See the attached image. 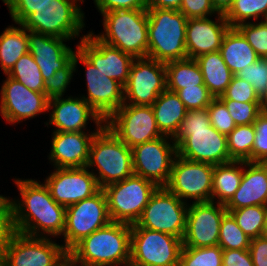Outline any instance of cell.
<instances>
[{
	"instance_id": "obj_50",
	"label": "cell",
	"mask_w": 267,
	"mask_h": 266,
	"mask_svg": "<svg viewBox=\"0 0 267 266\" xmlns=\"http://www.w3.org/2000/svg\"><path fill=\"white\" fill-rule=\"evenodd\" d=\"M249 251L254 266H267V237L251 239Z\"/></svg>"
},
{
	"instance_id": "obj_24",
	"label": "cell",
	"mask_w": 267,
	"mask_h": 266,
	"mask_svg": "<svg viewBox=\"0 0 267 266\" xmlns=\"http://www.w3.org/2000/svg\"><path fill=\"white\" fill-rule=\"evenodd\" d=\"M48 108H54L49 120L50 124L57 127L54 132H83L82 129L86 128L89 117L97 127H103L102 123H105L83 98L55 97L49 99Z\"/></svg>"
},
{
	"instance_id": "obj_56",
	"label": "cell",
	"mask_w": 267,
	"mask_h": 266,
	"mask_svg": "<svg viewBox=\"0 0 267 266\" xmlns=\"http://www.w3.org/2000/svg\"><path fill=\"white\" fill-rule=\"evenodd\" d=\"M258 163L264 168L266 175H267V159H264Z\"/></svg>"
},
{
	"instance_id": "obj_16",
	"label": "cell",
	"mask_w": 267,
	"mask_h": 266,
	"mask_svg": "<svg viewBox=\"0 0 267 266\" xmlns=\"http://www.w3.org/2000/svg\"><path fill=\"white\" fill-rule=\"evenodd\" d=\"M167 138L169 136L163 135L131 148L134 174L155 183L158 187L167 185L177 156L175 143H168Z\"/></svg>"
},
{
	"instance_id": "obj_33",
	"label": "cell",
	"mask_w": 267,
	"mask_h": 266,
	"mask_svg": "<svg viewBox=\"0 0 267 266\" xmlns=\"http://www.w3.org/2000/svg\"><path fill=\"white\" fill-rule=\"evenodd\" d=\"M7 76L17 80L32 91L45 93V81L41 70L30 52L21 56Z\"/></svg>"
},
{
	"instance_id": "obj_20",
	"label": "cell",
	"mask_w": 267,
	"mask_h": 266,
	"mask_svg": "<svg viewBox=\"0 0 267 266\" xmlns=\"http://www.w3.org/2000/svg\"><path fill=\"white\" fill-rule=\"evenodd\" d=\"M0 99L1 116L12 124L49 109L45 93L32 91L9 76L2 85Z\"/></svg>"
},
{
	"instance_id": "obj_15",
	"label": "cell",
	"mask_w": 267,
	"mask_h": 266,
	"mask_svg": "<svg viewBox=\"0 0 267 266\" xmlns=\"http://www.w3.org/2000/svg\"><path fill=\"white\" fill-rule=\"evenodd\" d=\"M137 62V63H136ZM167 89L165 63L135 58L130 66L129 78L124 85V101L131 105H152Z\"/></svg>"
},
{
	"instance_id": "obj_26",
	"label": "cell",
	"mask_w": 267,
	"mask_h": 266,
	"mask_svg": "<svg viewBox=\"0 0 267 266\" xmlns=\"http://www.w3.org/2000/svg\"><path fill=\"white\" fill-rule=\"evenodd\" d=\"M244 169L240 186L231 200L225 205L227 211L253 205L267 206V175L258 162L240 161Z\"/></svg>"
},
{
	"instance_id": "obj_14",
	"label": "cell",
	"mask_w": 267,
	"mask_h": 266,
	"mask_svg": "<svg viewBox=\"0 0 267 266\" xmlns=\"http://www.w3.org/2000/svg\"><path fill=\"white\" fill-rule=\"evenodd\" d=\"M213 170L214 165L184 159L177 155L165 187L182 201L185 198H193L195 203L210 202Z\"/></svg>"
},
{
	"instance_id": "obj_55",
	"label": "cell",
	"mask_w": 267,
	"mask_h": 266,
	"mask_svg": "<svg viewBox=\"0 0 267 266\" xmlns=\"http://www.w3.org/2000/svg\"><path fill=\"white\" fill-rule=\"evenodd\" d=\"M262 236L267 237V206H266V215H265V222H264Z\"/></svg>"
},
{
	"instance_id": "obj_54",
	"label": "cell",
	"mask_w": 267,
	"mask_h": 266,
	"mask_svg": "<svg viewBox=\"0 0 267 266\" xmlns=\"http://www.w3.org/2000/svg\"><path fill=\"white\" fill-rule=\"evenodd\" d=\"M6 241H0V266H4V249Z\"/></svg>"
},
{
	"instance_id": "obj_22",
	"label": "cell",
	"mask_w": 267,
	"mask_h": 266,
	"mask_svg": "<svg viewBox=\"0 0 267 266\" xmlns=\"http://www.w3.org/2000/svg\"><path fill=\"white\" fill-rule=\"evenodd\" d=\"M217 22L207 17L187 20L185 40L187 58L196 59L203 54L219 51L230 25L221 13H218Z\"/></svg>"
},
{
	"instance_id": "obj_53",
	"label": "cell",
	"mask_w": 267,
	"mask_h": 266,
	"mask_svg": "<svg viewBox=\"0 0 267 266\" xmlns=\"http://www.w3.org/2000/svg\"><path fill=\"white\" fill-rule=\"evenodd\" d=\"M10 231H11V229H4L0 225V241H7V236L9 235Z\"/></svg>"
},
{
	"instance_id": "obj_19",
	"label": "cell",
	"mask_w": 267,
	"mask_h": 266,
	"mask_svg": "<svg viewBox=\"0 0 267 266\" xmlns=\"http://www.w3.org/2000/svg\"><path fill=\"white\" fill-rule=\"evenodd\" d=\"M73 60L86 67L88 97H82L106 121L124 103V86L106 77L77 49Z\"/></svg>"
},
{
	"instance_id": "obj_39",
	"label": "cell",
	"mask_w": 267,
	"mask_h": 266,
	"mask_svg": "<svg viewBox=\"0 0 267 266\" xmlns=\"http://www.w3.org/2000/svg\"><path fill=\"white\" fill-rule=\"evenodd\" d=\"M235 76L252 85L258 98L267 107V59L260 58L255 63L240 70Z\"/></svg>"
},
{
	"instance_id": "obj_49",
	"label": "cell",
	"mask_w": 267,
	"mask_h": 266,
	"mask_svg": "<svg viewBox=\"0 0 267 266\" xmlns=\"http://www.w3.org/2000/svg\"><path fill=\"white\" fill-rule=\"evenodd\" d=\"M222 266H254L249 249H230L222 252Z\"/></svg>"
},
{
	"instance_id": "obj_47",
	"label": "cell",
	"mask_w": 267,
	"mask_h": 266,
	"mask_svg": "<svg viewBox=\"0 0 267 266\" xmlns=\"http://www.w3.org/2000/svg\"><path fill=\"white\" fill-rule=\"evenodd\" d=\"M9 8L12 20L20 24L36 8L52 0H2Z\"/></svg>"
},
{
	"instance_id": "obj_30",
	"label": "cell",
	"mask_w": 267,
	"mask_h": 266,
	"mask_svg": "<svg viewBox=\"0 0 267 266\" xmlns=\"http://www.w3.org/2000/svg\"><path fill=\"white\" fill-rule=\"evenodd\" d=\"M239 165L240 161H232L225 164L214 165L212 181V202L217 196L219 204L226 205L240 186L243 176V168Z\"/></svg>"
},
{
	"instance_id": "obj_34",
	"label": "cell",
	"mask_w": 267,
	"mask_h": 266,
	"mask_svg": "<svg viewBox=\"0 0 267 266\" xmlns=\"http://www.w3.org/2000/svg\"><path fill=\"white\" fill-rule=\"evenodd\" d=\"M255 139L253 124L238 125L227 135V148L232 161L251 162Z\"/></svg>"
},
{
	"instance_id": "obj_43",
	"label": "cell",
	"mask_w": 267,
	"mask_h": 266,
	"mask_svg": "<svg viewBox=\"0 0 267 266\" xmlns=\"http://www.w3.org/2000/svg\"><path fill=\"white\" fill-rule=\"evenodd\" d=\"M211 125L220 133L228 135L231 133L236 124L232 119L225 104L219 99L214 98L207 107Z\"/></svg>"
},
{
	"instance_id": "obj_2",
	"label": "cell",
	"mask_w": 267,
	"mask_h": 266,
	"mask_svg": "<svg viewBox=\"0 0 267 266\" xmlns=\"http://www.w3.org/2000/svg\"><path fill=\"white\" fill-rule=\"evenodd\" d=\"M172 140L177 147V155L184 159L211 165L232 162L227 135L211 125L207 109L187 110Z\"/></svg>"
},
{
	"instance_id": "obj_32",
	"label": "cell",
	"mask_w": 267,
	"mask_h": 266,
	"mask_svg": "<svg viewBox=\"0 0 267 266\" xmlns=\"http://www.w3.org/2000/svg\"><path fill=\"white\" fill-rule=\"evenodd\" d=\"M26 31L23 26L20 28L10 26L0 35V64L6 75L21 56L29 52Z\"/></svg>"
},
{
	"instance_id": "obj_41",
	"label": "cell",
	"mask_w": 267,
	"mask_h": 266,
	"mask_svg": "<svg viewBox=\"0 0 267 266\" xmlns=\"http://www.w3.org/2000/svg\"><path fill=\"white\" fill-rule=\"evenodd\" d=\"M229 111L236 126L253 124L258 115L266 108L263 102L240 103L234 100H221Z\"/></svg>"
},
{
	"instance_id": "obj_25",
	"label": "cell",
	"mask_w": 267,
	"mask_h": 266,
	"mask_svg": "<svg viewBox=\"0 0 267 266\" xmlns=\"http://www.w3.org/2000/svg\"><path fill=\"white\" fill-rule=\"evenodd\" d=\"M96 132H53L52 149L49 159L56 168L85 167L88 163L90 147Z\"/></svg>"
},
{
	"instance_id": "obj_46",
	"label": "cell",
	"mask_w": 267,
	"mask_h": 266,
	"mask_svg": "<svg viewBox=\"0 0 267 266\" xmlns=\"http://www.w3.org/2000/svg\"><path fill=\"white\" fill-rule=\"evenodd\" d=\"M255 139L253 143L251 162L267 159V107L258 115L253 123Z\"/></svg>"
},
{
	"instance_id": "obj_17",
	"label": "cell",
	"mask_w": 267,
	"mask_h": 266,
	"mask_svg": "<svg viewBox=\"0 0 267 266\" xmlns=\"http://www.w3.org/2000/svg\"><path fill=\"white\" fill-rule=\"evenodd\" d=\"M214 202H193L188 206L186 231L183 237V247L218 246L220 226L225 205Z\"/></svg>"
},
{
	"instance_id": "obj_29",
	"label": "cell",
	"mask_w": 267,
	"mask_h": 266,
	"mask_svg": "<svg viewBox=\"0 0 267 266\" xmlns=\"http://www.w3.org/2000/svg\"><path fill=\"white\" fill-rule=\"evenodd\" d=\"M195 60L203 75L204 85L214 98H218L226 91L234 74L225 64L219 51L203 54Z\"/></svg>"
},
{
	"instance_id": "obj_10",
	"label": "cell",
	"mask_w": 267,
	"mask_h": 266,
	"mask_svg": "<svg viewBox=\"0 0 267 266\" xmlns=\"http://www.w3.org/2000/svg\"><path fill=\"white\" fill-rule=\"evenodd\" d=\"M166 187H158L144 208L140 219L131 227H142L183 240L186 231L188 207Z\"/></svg>"
},
{
	"instance_id": "obj_3",
	"label": "cell",
	"mask_w": 267,
	"mask_h": 266,
	"mask_svg": "<svg viewBox=\"0 0 267 266\" xmlns=\"http://www.w3.org/2000/svg\"><path fill=\"white\" fill-rule=\"evenodd\" d=\"M130 244L131 225L111 221L83 238L68 254L81 266H129Z\"/></svg>"
},
{
	"instance_id": "obj_36",
	"label": "cell",
	"mask_w": 267,
	"mask_h": 266,
	"mask_svg": "<svg viewBox=\"0 0 267 266\" xmlns=\"http://www.w3.org/2000/svg\"><path fill=\"white\" fill-rule=\"evenodd\" d=\"M267 17V0H233L229 10L224 14L230 27H237L245 20L259 16Z\"/></svg>"
},
{
	"instance_id": "obj_13",
	"label": "cell",
	"mask_w": 267,
	"mask_h": 266,
	"mask_svg": "<svg viewBox=\"0 0 267 266\" xmlns=\"http://www.w3.org/2000/svg\"><path fill=\"white\" fill-rule=\"evenodd\" d=\"M105 125L129 148L163 136L151 105L124 103L105 121Z\"/></svg>"
},
{
	"instance_id": "obj_9",
	"label": "cell",
	"mask_w": 267,
	"mask_h": 266,
	"mask_svg": "<svg viewBox=\"0 0 267 266\" xmlns=\"http://www.w3.org/2000/svg\"><path fill=\"white\" fill-rule=\"evenodd\" d=\"M182 247L174 235L131 227L129 266H179Z\"/></svg>"
},
{
	"instance_id": "obj_11",
	"label": "cell",
	"mask_w": 267,
	"mask_h": 266,
	"mask_svg": "<svg viewBox=\"0 0 267 266\" xmlns=\"http://www.w3.org/2000/svg\"><path fill=\"white\" fill-rule=\"evenodd\" d=\"M68 254L49 238L11 230L4 249V266H57Z\"/></svg>"
},
{
	"instance_id": "obj_45",
	"label": "cell",
	"mask_w": 267,
	"mask_h": 266,
	"mask_svg": "<svg viewBox=\"0 0 267 266\" xmlns=\"http://www.w3.org/2000/svg\"><path fill=\"white\" fill-rule=\"evenodd\" d=\"M75 67L76 64L72 59L64 68L57 70L53 76L45 80V94L49 99L62 97L76 70Z\"/></svg>"
},
{
	"instance_id": "obj_27",
	"label": "cell",
	"mask_w": 267,
	"mask_h": 266,
	"mask_svg": "<svg viewBox=\"0 0 267 266\" xmlns=\"http://www.w3.org/2000/svg\"><path fill=\"white\" fill-rule=\"evenodd\" d=\"M159 131L165 136L176 135L187 109L175 92L163 91L151 105Z\"/></svg>"
},
{
	"instance_id": "obj_12",
	"label": "cell",
	"mask_w": 267,
	"mask_h": 266,
	"mask_svg": "<svg viewBox=\"0 0 267 266\" xmlns=\"http://www.w3.org/2000/svg\"><path fill=\"white\" fill-rule=\"evenodd\" d=\"M111 222L103 189L93 196L66 207L64 249L69 252L83 238Z\"/></svg>"
},
{
	"instance_id": "obj_4",
	"label": "cell",
	"mask_w": 267,
	"mask_h": 266,
	"mask_svg": "<svg viewBox=\"0 0 267 266\" xmlns=\"http://www.w3.org/2000/svg\"><path fill=\"white\" fill-rule=\"evenodd\" d=\"M148 53L147 57L160 62L187 58V18L175 9L147 8Z\"/></svg>"
},
{
	"instance_id": "obj_6",
	"label": "cell",
	"mask_w": 267,
	"mask_h": 266,
	"mask_svg": "<svg viewBox=\"0 0 267 266\" xmlns=\"http://www.w3.org/2000/svg\"><path fill=\"white\" fill-rule=\"evenodd\" d=\"M95 165L99 175L94 176L101 189L134 174L131 148L126 146L105 123L92 140L86 167Z\"/></svg>"
},
{
	"instance_id": "obj_37",
	"label": "cell",
	"mask_w": 267,
	"mask_h": 266,
	"mask_svg": "<svg viewBox=\"0 0 267 266\" xmlns=\"http://www.w3.org/2000/svg\"><path fill=\"white\" fill-rule=\"evenodd\" d=\"M250 242L251 238L238 226L233 216L226 212L220 226L218 245L223 250H247L249 249Z\"/></svg>"
},
{
	"instance_id": "obj_48",
	"label": "cell",
	"mask_w": 267,
	"mask_h": 266,
	"mask_svg": "<svg viewBox=\"0 0 267 266\" xmlns=\"http://www.w3.org/2000/svg\"><path fill=\"white\" fill-rule=\"evenodd\" d=\"M179 11L187 18H206L207 15L218 13L211 0H182Z\"/></svg>"
},
{
	"instance_id": "obj_51",
	"label": "cell",
	"mask_w": 267,
	"mask_h": 266,
	"mask_svg": "<svg viewBox=\"0 0 267 266\" xmlns=\"http://www.w3.org/2000/svg\"><path fill=\"white\" fill-rule=\"evenodd\" d=\"M0 225L4 229L11 227V200L0 195Z\"/></svg>"
},
{
	"instance_id": "obj_40",
	"label": "cell",
	"mask_w": 267,
	"mask_h": 266,
	"mask_svg": "<svg viewBox=\"0 0 267 266\" xmlns=\"http://www.w3.org/2000/svg\"><path fill=\"white\" fill-rule=\"evenodd\" d=\"M255 50L259 58L267 59V22L242 23L236 27Z\"/></svg>"
},
{
	"instance_id": "obj_42",
	"label": "cell",
	"mask_w": 267,
	"mask_h": 266,
	"mask_svg": "<svg viewBox=\"0 0 267 266\" xmlns=\"http://www.w3.org/2000/svg\"><path fill=\"white\" fill-rule=\"evenodd\" d=\"M187 110L207 109L214 96L205 85L187 87L175 92Z\"/></svg>"
},
{
	"instance_id": "obj_21",
	"label": "cell",
	"mask_w": 267,
	"mask_h": 266,
	"mask_svg": "<svg viewBox=\"0 0 267 266\" xmlns=\"http://www.w3.org/2000/svg\"><path fill=\"white\" fill-rule=\"evenodd\" d=\"M77 49L106 77L123 86L129 78L130 66L135 59L131 54L99 40L92 32L81 38Z\"/></svg>"
},
{
	"instance_id": "obj_18",
	"label": "cell",
	"mask_w": 267,
	"mask_h": 266,
	"mask_svg": "<svg viewBox=\"0 0 267 266\" xmlns=\"http://www.w3.org/2000/svg\"><path fill=\"white\" fill-rule=\"evenodd\" d=\"M45 185L51 197L65 208L96 194L101 188L94 172L85 167L56 168Z\"/></svg>"
},
{
	"instance_id": "obj_28",
	"label": "cell",
	"mask_w": 267,
	"mask_h": 266,
	"mask_svg": "<svg viewBox=\"0 0 267 266\" xmlns=\"http://www.w3.org/2000/svg\"><path fill=\"white\" fill-rule=\"evenodd\" d=\"M219 52L234 75L260 59L236 27L228 29Z\"/></svg>"
},
{
	"instance_id": "obj_7",
	"label": "cell",
	"mask_w": 267,
	"mask_h": 266,
	"mask_svg": "<svg viewBox=\"0 0 267 266\" xmlns=\"http://www.w3.org/2000/svg\"><path fill=\"white\" fill-rule=\"evenodd\" d=\"M158 186L136 174L104 188L112 222L135 224Z\"/></svg>"
},
{
	"instance_id": "obj_38",
	"label": "cell",
	"mask_w": 267,
	"mask_h": 266,
	"mask_svg": "<svg viewBox=\"0 0 267 266\" xmlns=\"http://www.w3.org/2000/svg\"><path fill=\"white\" fill-rule=\"evenodd\" d=\"M223 249L212 247H182L179 266H222Z\"/></svg>"
},
{
	"instance_id": "obj_52",
	"label": "cell",
	"mask_w": 267,
	"mask_h": 266,
	"mask_svg": "<svg viewBox=\"0 0 267 266\" xmlns=\"http://www.w3.org/2000/svg\"><path fill=\"white\" fill-rule=\"evenodd\" d=\"M77 262L67 254L57 266H77Z\"/></svg>"
},
{
	"instance_id": "obj_44",
	"label": "cell",
	"mask_w": 267,
	"mask_h": 266,
	"mask_svg": "<svg viewBox=\"0 0 267 266\" xmlns=\"http://www.w3.org/2000/svg\"><path fill=\"white\" fill-rule=\"evenodd\" d=\"M218 98L220 100H234L240 103L262 102L256 95L254 87L235 75L226 91Z\"/></svg>"
},
{
	"instance_id": "obj_5",
	"label": "cell",
	"mask_w": 267,
	"mask_h": 266,
	"mask_svg": "<svg viewBox=\"0 0 267 266\" xmlns=\"http://www.w3.org/2000/svg\"><path fill=\"white\" fill-rule=\"evenodd\" d=\"M102 16L106 34L96 35L99 40L134 58L147 57V9L112 10Z\"/></svg>"
},
{
	"instance_id": "obj_35",
	"label": "cell",
	"mask_w": 267,
	"mask_h": 266,
	"mask_svg": "<svg viewBox=\"0 0 267 266\" xmlns=\"http://www.w3.org/2000/svg\"><path fill=\"white\" fill-rule=\"evenodd\" d=\"M229 212L238 226L251 239L262 236L266 215V206L253 205Z\"/></svg>"
},
{
	"instance_id": "obj_1",
	"label": "cell",
	"mask_w": 267,
	"mask_h": 266,
	"mask_svg": "<svg viewBox=\"0 0 267 266\" xmlns=\"http://www.w3.org/2000/svg\"><path fill=\"white\" fill-rule=\"evenodd\" d=\"M15 183L22 201H11L10 229L33 237H40V230L43 234L62 235L66 208L51 197L48 187L32 179H17Z\"/></svg>"
},
{
	"instance_id": "obj_31",
	"label": "cell",
	"mask_w": 267,
	"mask_h": 266,
	"mask_svg": "<svg viewBox=\"0 0 267 266\" xmlns=\"http://www.w3.org/2000/svg\"><path fill=\"white\" fill-rule=\"evenodd\" d=\"M167 89L177 90L204 85V78L195 59L185 58L165 63Z\"/></svg>"
},
{
	"instance_id": "obj_23",
	"label": "cell",
	"mask_w": 267,
	"mask_h": 266,
	"mask_svg": "<svg viewBox=\"0 0 267 266\" xmlns=\"http://www.w3.org/2000/svg\"><path fill=\"white\" fill-rule=\"evenodd\" d=\"M29 52L39 66L43 80H47L59 69L64 68L74 56V51L59 37L27 30Z\"/></svg>"
},
{
	"instance_id": "obj_8",
	"label": "cell",
	"mask_w": 267,
	"mask_h": 266,
	"mask_svg": "<svg viewBox=\"0 0 267 266\" xmlns=\"http://www.w3.org/2000/svg\"><path fill=\"white\" fill-rule=\"evenodd\" d=\"M79 0H52L36 8L19 25L26 30L62 39L79 36L84 27V13L76 2ZM83 2V0H81ZM76 3V4H75Z\"/></svg>"
}]
</instances>
